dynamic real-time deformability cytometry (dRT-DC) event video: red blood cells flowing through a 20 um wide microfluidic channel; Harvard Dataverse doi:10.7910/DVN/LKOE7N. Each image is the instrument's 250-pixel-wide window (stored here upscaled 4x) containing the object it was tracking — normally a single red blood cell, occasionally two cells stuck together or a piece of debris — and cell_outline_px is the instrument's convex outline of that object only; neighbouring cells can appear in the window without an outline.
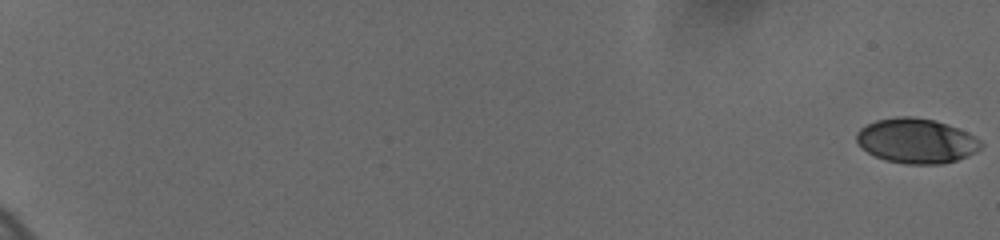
{"species": "human", "species_latin": "Homo sapiens", "temperature_condition": "cold", "stored_images_in_passage": 61, "camera_frame_rate_fps": 3000, "um_per_image_px": 0.085, "donor": {"sex": "female"}, "frame": {"image": 1, "passage_image": 1, "time_ms": 0.0, "image_size_px": [1000, 240], "cell_outline_px": [[984, 144], [976, 152], [956, 160], [940, 164], [904, 164], [884, 160], [868, 152], [856, 140], [856, 132], [860, 128], [876, 120], [896, 116], [912, 116], [936, 120], [968, 132], [976, 136]], "centroid_in_image_um": [77.91, 11.96], "position_along_channel_um": 7.1, "area_um2": 32.6}}
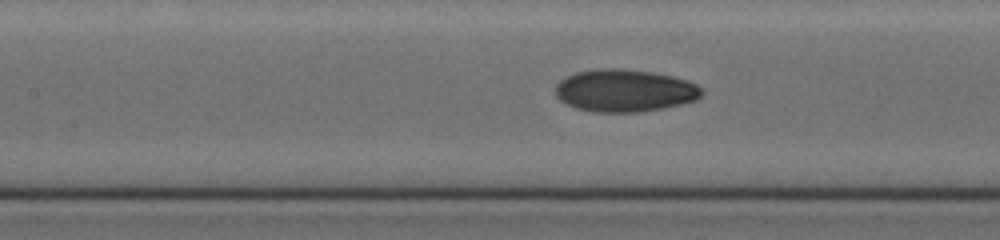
{"frame": {"image": 2, "passage_image": 33, "time_ms": 10.667, "image_size_px": [1000, 240], "cell_outline_px": [[704, 92], [696, 100], [664, 108], [640, 112], [592, 112], [576, 108], [560, 100], [556, 96], [556, 84], [560, 80], [576, 72], [596, 68], [620, 68], [652, 72], [672, 76], [688, 80], [696, 84]], "centroid_in_image_um": [53.09, 7.7], "position_along_channel_um": 154.3, "area_um2": 36.3}}
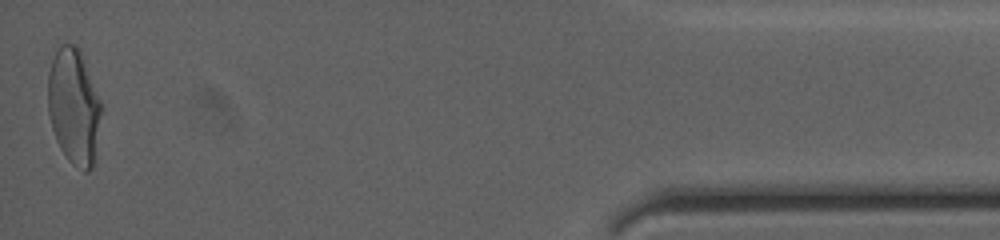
{"frame": {"image": 3, "passage_image": 61, "time_ms": 20.0, "image_size_px": [1000, 240], "cell_outline_px": [[100, 112], [92, 168], [88, 172], [84, 172], [72, 164], [68, 160], [60, 148], [56, 140], [52, 128], [48, 112], [48, 72], [52, 60], [60, 44], [76, 44], [80, 52], [100, 100]], "centroid_in_image_um": [6.23, 9.06], "position_along_channel_um": 429.0, "area_um2": 35.26}, "authors_computed_cell_mechanics": {"area_um2": 33.9864, "velocity_mm_per_s": 3.6427, "shape_relaxation_time_tau1_ms": 5.5669, "shape_relaxation_time_tau2_ms": 1.6253, "deformation_change_tau1": 0.1719, "deformation_change_tau2": 0.0566}}